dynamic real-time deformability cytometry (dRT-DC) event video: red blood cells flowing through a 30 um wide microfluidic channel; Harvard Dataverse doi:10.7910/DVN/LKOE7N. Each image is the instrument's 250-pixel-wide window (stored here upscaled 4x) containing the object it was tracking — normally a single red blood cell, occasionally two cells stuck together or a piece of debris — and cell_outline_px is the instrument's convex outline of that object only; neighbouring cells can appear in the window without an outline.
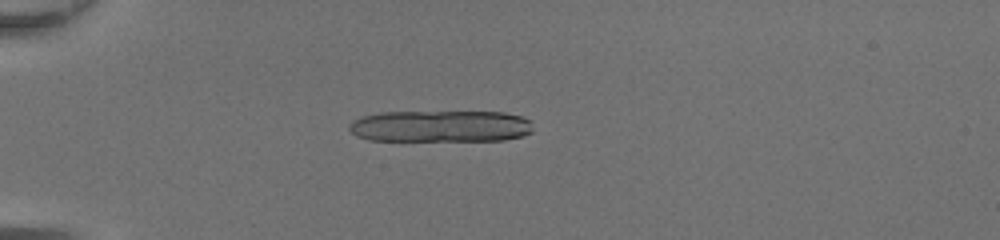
{"species": "common noctule bat (a hibernating species)", "species_latin": "Nyctalus noctula", "temperature_condition": "room temperature", "stored_images_in_passage": 20, "camera_frame_rate_fps": 3000, "um_per_image_px": 0.085, "animal": {"sex": "female", "body_mass_g": 20.0, "forearm_length_mm": 54.0}, "frame": {"image": 1, "passage_image": 15, "time_ms": 4.667, "image_size_px": [1000, 240], "cell_outline_px": [[532, 132], [524, 136], [504, 140], [368, 140], [356, 136], [348, 128], [348, 124], [352, 120], [360, 116], [380, 112], [504, 112], [520, 116], [532, 120]], "centroid_in_image_um": [37.44, 10.72], "position_along_channel_um": 47.6, "area_um2": 34.28}}